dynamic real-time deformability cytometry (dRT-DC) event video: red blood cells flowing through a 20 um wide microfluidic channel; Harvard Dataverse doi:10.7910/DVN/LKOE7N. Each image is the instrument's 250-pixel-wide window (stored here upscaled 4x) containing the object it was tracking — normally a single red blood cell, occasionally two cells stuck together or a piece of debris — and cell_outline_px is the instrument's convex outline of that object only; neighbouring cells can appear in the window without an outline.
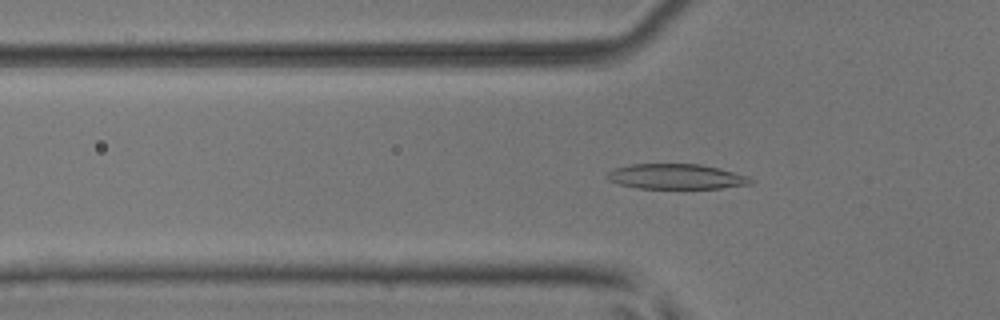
{"species": "common noctule bat (a hibernating species)", "species_latin": "Nyctalus noctula", "temperature_condition": "room temperature", "stored_images_in_passage": 51, "camera_frame_rate_fps": 3000, "um_per_image_px": 0.085, "animal": {"sex": "male", "body_mass_g": 17.9, "forearm_length_mm": 54.2}, "frame": {"image": 1, "passage_image": 17, "time_ms": 5.333, "image_size_px": [1000, 320], "cell_outline_px": [[752, 184], [720, 188], [636, 188], [620, 184], [608, 180], [604, 176], [608, 172], [616, 168], [632, 164], [700, 164], [720, 168], [748, 176], [752, 180]], "centroid_in_image_um": [57.47, 15.0], "position_along_channel_um": 68.3, "area_um2": 20.98}}
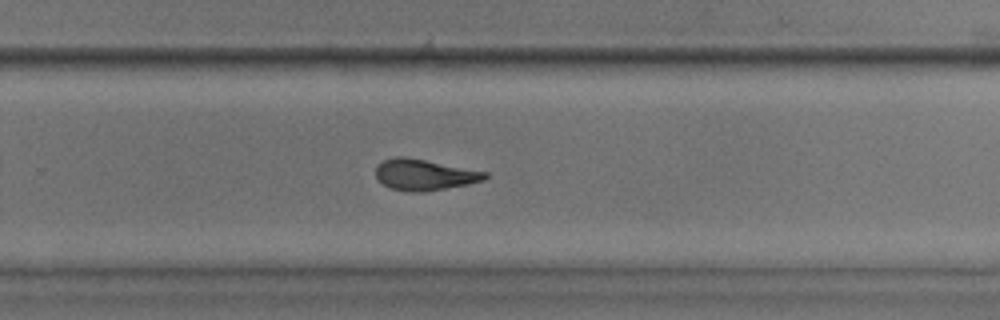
{"frame": {"image": 2, "passage_image": 34, "time_ms": 11.0, "image_size_px": [1000, 320], "cell_outline_px": [[488, 176], [484, 180], [468, 184], [420, 192], [408, 192], [392, 188], [384, 184], [376, 176], [376, 164], [384, 160], [396, 156], [404, 156], [488, 172]], "centroid_in_image_um": [36.06, 14.84], "position_along_channel_um": 293.7, "area_um2": 19.54}}
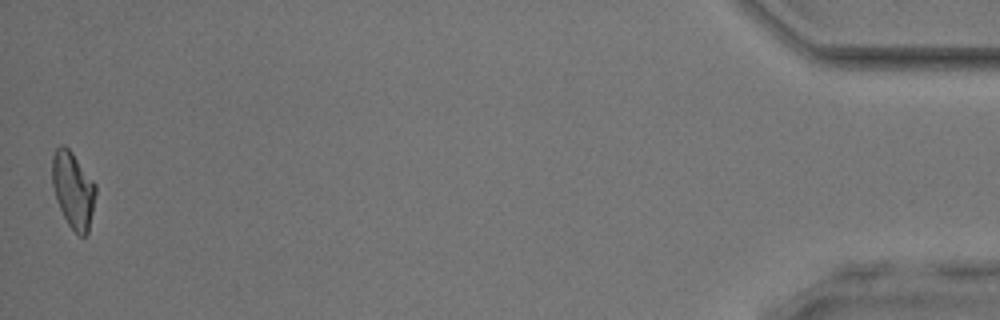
{"frame": {"image": 3, "passage_image": 51, "time_ms": 16.667, "image_size_px": [1000, 320], "cell_outline_px": [[96, 192], [88, 232], [84, 236], [80, 236], [68, 224], [56, 200], [52, 184], [52, 156], [56, 148], [60, 144], [64, 144], [72, 152], [96, 184]], "centroid_in_image_um": [6.2, 16.1], "position_along_channel_um": 429.0, "area_um2": 19.25}, "authors_computed_cell_mechanics": {"area_um2": 20.23, "velocity_mm_per_s": 4.005, "shape_relaxation_time_tau1_ms": 5.1883, "shape_relaxation_time_tau2_ms": 1.5177, "deformation_change_tau1": 0.1799, "deformation_change_tau2": 0.0952}}